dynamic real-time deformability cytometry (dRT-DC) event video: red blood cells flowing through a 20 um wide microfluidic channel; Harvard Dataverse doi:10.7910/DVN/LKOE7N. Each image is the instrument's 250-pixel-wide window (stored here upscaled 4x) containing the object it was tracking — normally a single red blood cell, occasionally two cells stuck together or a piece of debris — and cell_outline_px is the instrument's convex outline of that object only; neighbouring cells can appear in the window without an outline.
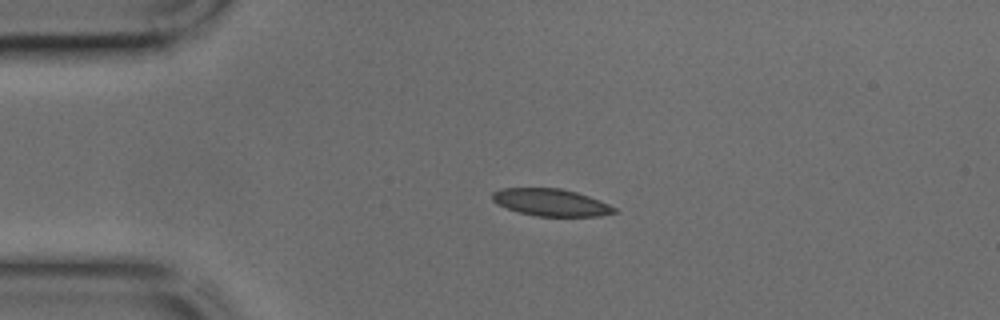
{"species": "common noctule bat (a hibernating species)", "species_latin": "Nyctalus noctula", "temperature_condition": "cold", "stored_images_in_passage": 35, "camera_frame_rate_fps": 3000, "um_per_image_px": 0.085, "animal": {"sex": "male", "body_mass_g": 17.9, "forearm_length_mm": 54.2}, "frame": {"image": 1, "passage_image": 1, "time_ms": 0.0, "image_size_px": [1000, 320], "cell_outline_px": [[616, 212], [600, 216], [536, 216], [520, 212], [496, 204], [492, 200], [492, 192], [500, 188], [560, 188], [576, 192], [600, 200], [616, 208]], "centroid_in_image_um": [46.81, 17.2], "position_along_channel_um": 38.2, "area_um2": 19.25}}
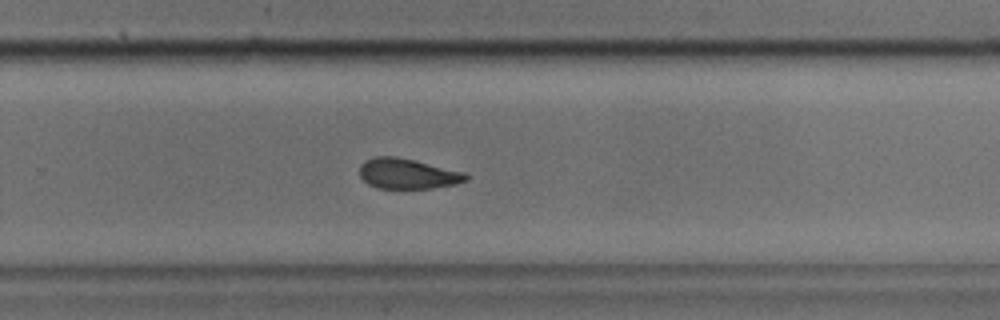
{"frame": {"image": 2, "passage_image": 20, "time_ms": 6.333, "image_size_px": [1000, 320], "cell_outline_px": [[468, 180], [456, 184], [432, 188], [376, 188], [368, 184], [360, 176], [360, 164], [364, 160], [376, 156], [396, 156], [416, 160], [464, 172], [468, 176]], "centroid_in_image_um": [34.63, 14.75], "position_along_channel_um": 295.2, "area_um2": 18.9}}
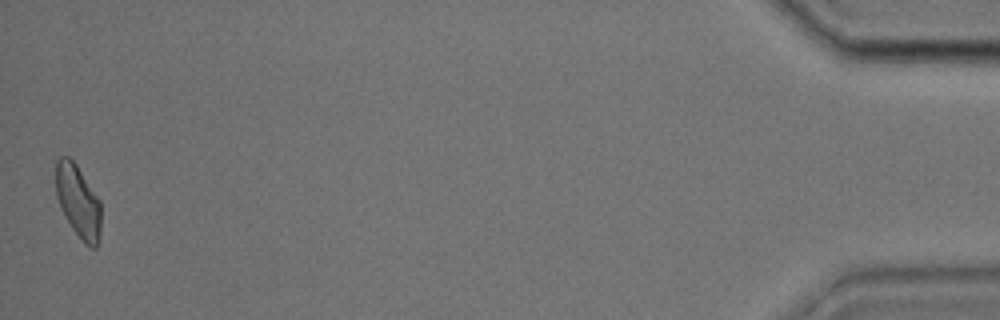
{"frame": {"image": 3, "passage_image": 35, "time_ms": 11.333, "image_size_px": [1000, 320], "cell_outline_px": [[100, 232], [96, 248], [92, 248], [84, 244], [72, 228], [60, 208], [56, 196], [56, 160], [60, 156], [68, 156], [76, 164], [100, 200]], "centroid_in_image_um": [6.63, 17.11], "position_along_channel_um": 428.6, "area_um2": 19.13}}